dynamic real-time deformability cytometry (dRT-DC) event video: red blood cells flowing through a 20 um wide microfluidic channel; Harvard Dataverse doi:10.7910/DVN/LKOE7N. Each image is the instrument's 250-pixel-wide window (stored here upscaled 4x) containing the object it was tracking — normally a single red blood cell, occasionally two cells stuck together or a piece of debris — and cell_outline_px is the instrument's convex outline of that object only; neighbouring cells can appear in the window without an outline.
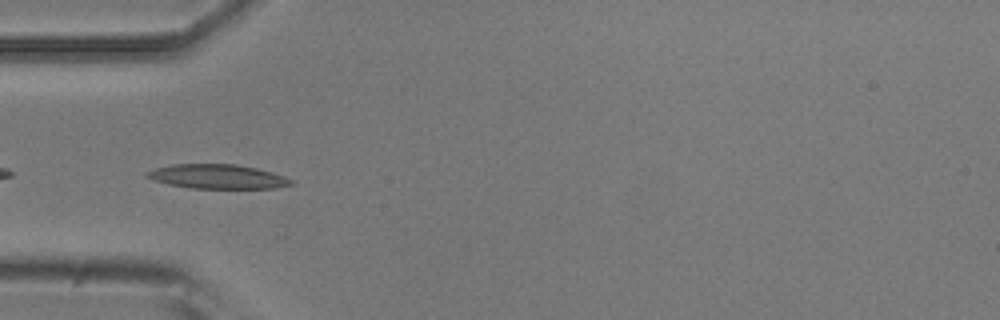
{"species": "common noctule bat (a hibernating species)", "species_latin": "Nyctalus noctula", "temperature_condition": "room temperature", "stored_images_in_passage": 8, "camera_frame_rate_fps": 3000, "um_per_image_px": 0.085, "animal": {"sex": "male", "body_mass_g": 20.5, "forearm_length_mm": 52.5}, "frame": {"image": 1, "passage_image": 5, "time_ms": 4.667, "image_size_px": [1000, 320], "cell_outline_px": [[296, 184], [276, 188], [192, 188], [168, 184], [144, 176], [144, 172], [156, 168], [172, 164], [236, 164], [256, 168], [272, 172], [284, 176], [292, 180]], "centroid_in_image_um": [18.5, 15.0], "position_along_channel_um": 66.5, "area_um2": 20.4}}
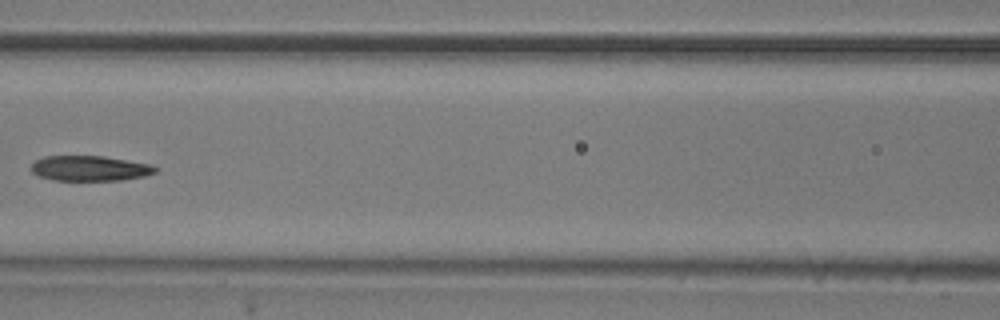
{"frame": {"image": 2, "passage_image": 7, "time_ms": 7.0, "image_size_px": [1000, 320], "cell_outline_px": [[160, 168], [156, 172], [144, 176], [124, 180], [52, 180], [40, 176], [32, 172], [32, 164], [36, 160], [44, 156], [100, 156], [152, 164]], "centroid_in_image_um": [7.68, 14.31], "position_along_channel_um": 158.9, "area_um2": 18.21}}
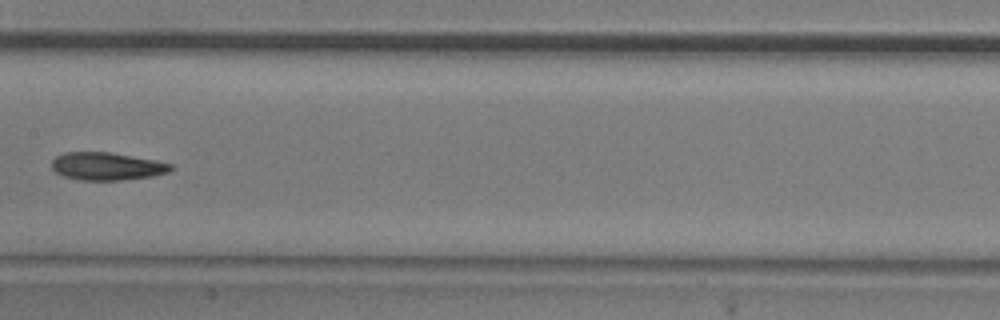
{"frame": {"image": 3, "passage_image": 8, "time_ms": 8.0, "image_size_px": [1000, 320], "cell_outline_px": [[172, 168], [168, 172], [152, 176], [120, 180], [80, 180], [60, 176], [52, 168], [52, 160], [56, 156], [64, 152], [112, 152], [156, 160], [172, 164]], "centroid_in_image_um": [9.05, 14.13], "position_along_channel_um": 198.3, "area_um2": 19.36}}